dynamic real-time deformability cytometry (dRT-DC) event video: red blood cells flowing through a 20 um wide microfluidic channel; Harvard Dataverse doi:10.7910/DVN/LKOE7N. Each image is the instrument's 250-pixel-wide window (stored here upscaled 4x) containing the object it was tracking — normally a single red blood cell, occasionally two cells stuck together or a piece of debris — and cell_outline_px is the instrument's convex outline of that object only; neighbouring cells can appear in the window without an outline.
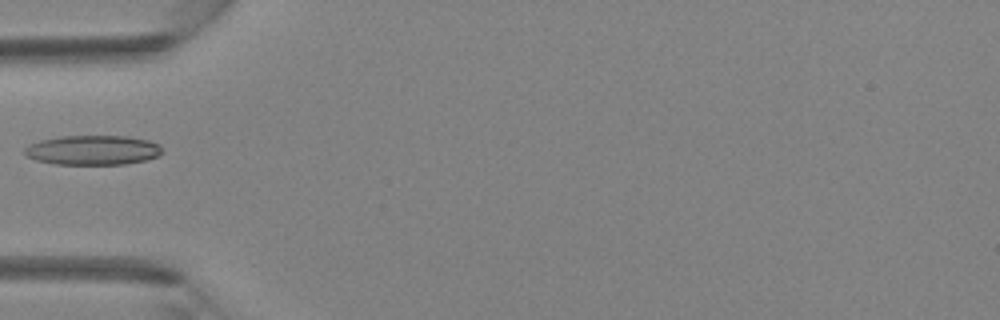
{"species": "Egyptian fruit bat (a non-hibernating species)", "species_latin": "Rousettus aegyptiacus", "temperature_condition": "room temperature", "stored_images_in_passage": 5, "camera_frame_rate_fps": 3000, "um_per_image_px": 0.085, "animal": {"sex": "female"}, "frame": {"image": 1, "passage_image": 1, "time_ms": 0.0, "image_size_px": [1000, 320], "cell_outline_px": [[164, 152], [160, 156], [144, 160], [124, 164], [52, 164], [36, 160], [28, 156], [24, 152], [24, 148], [28, 144], [40, 140], [64, 136], [128, 136], [148, 140], [160, 144]], "centroid_in_image_um": [7.91, 12.76], "position_along_channel_um": 77.1, "area_um2": 23.87}}